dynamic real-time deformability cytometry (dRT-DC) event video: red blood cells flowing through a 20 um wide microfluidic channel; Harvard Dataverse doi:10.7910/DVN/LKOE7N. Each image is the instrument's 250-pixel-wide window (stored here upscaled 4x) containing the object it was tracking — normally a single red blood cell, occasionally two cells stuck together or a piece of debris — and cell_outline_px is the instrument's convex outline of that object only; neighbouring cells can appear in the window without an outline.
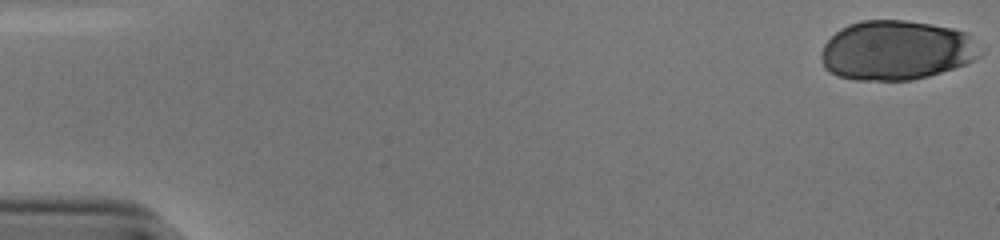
{"species": "human", "species_latin": "Homo sapiens", "temperature_condition": "cold", "stored_images_in_passage": 44, "camera_frame_rate_fps": 3000, "um_per_image_px": 0.085, "donor": {"sex": "male"}, "frame": {"image": 1, "passage_image": 1, "time_ms": 0.0, "image_size_px": [1000, 240], "cell_outline_px": [[984, 52], [980, 56], [964, 64], [928, 76], [912, 80], [856, 80], [836, 76], [828, 72], [824, 68], [820, 56], [820, 52], [824, 44], [840, 28], [848, 24], [860, 20], [904, 20], [932, 24], [952, 28], [968, 32]], "centroid_in_image_um": [76.18, 4.27], "position_along_channel_um": 8.8, "area_um2": 55.6}}
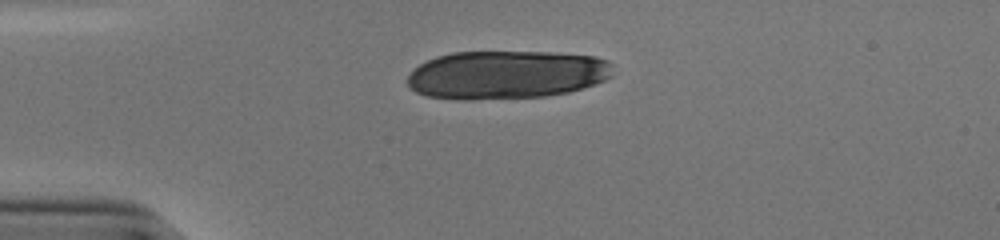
{"frame": {"image": 2, "passage_image": 14, "time_ms": 4.333, "image_size_px": [1000, 240], "cell_outline_px": [[612, 76], [596, 84], [568, 92], [544, 96], [472, 100], [464, 100], [428, 96], [416, 92], [408, 88], [408, 76], [420, 64], [436, 56], [452, 52], [552, 52], [596, 56], [608, 60], [612, 64]], "centroid_in_image_um": [43.06, 6.35], "position_along_channel_um": 41.9, "area_um2": 58.15}}